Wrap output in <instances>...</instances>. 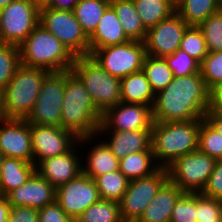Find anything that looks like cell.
I'll use <instances>...</instances> for the list:
<instances>
[{
    "mask_svg": "<svg viewBox=\"0 0 222 222\" xmlns=\"http://www.w3.org/2000/svg\"><path fill=\"white\" fill-rule=\"evenodd\" d=\"M210 109V91L201 73L173 77L155 94L154 121L173 122L204 119Z\"/></svg>",
    "mask_w": 222,
    "mask_h": 222,
    "instance_id": "cell-1",
    "label": "cell"
},
{
    "mask_svg": "<svg viewBox=\"0 0 222 222\" xmlns=\"http://www.w3.org/2000/svg\"><path fill=\"white\" fill-rule=\"evenodd\" d=\"M101 120L102 114L83 82L71 69L66 70L60 127L80 139L97 134Z\"/></svg>",
    "mask_w": 222,
    "mask_h": 222,
    "instance_id": "cell-2",
    "label": "cell"
},
{
    "mask_svg": "<svg viewBox=\"0 0 222 222\" xmlns=\"http://www.w3.org/2000/svg\"><path fill=\"white\" fill-rule=\"evenodd\" d=\"M201 121L153 122L151 149L160 167L167 168L177 158L198 149Z\"/></svg>",
    "mask_w": 222,
    "mask_h": 222,
    "instance_id": "cell-3",
    "label": "cell"
},
{
    "mask_svg": "<svg viewBox=\"0 0 222 222\" xmlns=\"http://www.w3.org/2000/svg\"><path fill=\"white\" fill-rule=\"evenodd\" d=\"M20 64L49 72L72 69L75 56L53 34L38 24L19 45Z\"/></svg>",
    "mask_w": 222,
    "mask_h": 222,
    "instance_id": "cell-4",
    "label": "cell"
},
{
    "mask_svg": "<svg viewBox=\"0 0 222 222\" xmlns=\"http://www.w3.org/2000/svg\"><path fill=\"white\" fill-rule=\"evenodd\" d=\"M49 71L22 64L3 89V118L26 119L39 95L42 82Z\"/></svg>",
    "mask_w": 222,
    "mask_h": 222,
    "instance_id": "cell-5",
    "label": "cell"
},
{
    "mask_svg": "<svg viewBox=\"0 0 222 222\" xmlns=\"http://www.w3.org/2000/svg\"><path fill=\"white\" fill-rule=\"evenodd\" d=\"M71 70L83 82L102 115L121 102L120 79L109 74L90 55L75 57Z\"/></svg>",
    "mask_w": 222,
    "mask_h": 222,
    "instance_id": "cell-6",
    "label": "cell"
},
{
    "mask_svg": "<svg viewBox=\"0 0 222 222\" xmlns=\"http://www.w3.org/2000/svg\"><path fill=\"white\" fill-rule=\"evenodd\" d=\"M39 24L58 38L75 56H89V37L73 11L44 7L39 10Z\"/></svg>",
    "mask_w": 222,
    "mask_h": 222,
    "instance_id": "cell-7",
    "label": "cell"
},
{
    "mask_svg": "<svg viewBox=\"0 0 222 222\" xmlns=\"http://www.w3.org/2000/svg\"><path fill=\"white\" fill-rule=\"evenodd\" d=\"M216 161L199 149L189 152L167 167L169 180L183 192L201 193L214 170Z\"/></svg>",
    "mask_w": 222,
    "mask_h": 222,
    "instance_id": "cell-8",
    "label": "cell"
},
{
    "mask_svg": "<svg viewBox=\"0 0 222 222\" xmlns=\"http://www.w3.org/2000/svg\"><path fill=\"white\" fill-rule=\"evenodd\" d=\"M66 84V70L49 72L41 85L33 109L26 117L30 124L60 127Z\"/></svg>",
    "mask_w": 222,
    "mask_h": 222,
    "instance_id": "cell-9",
    "label": "cell"
},
{
    "mask_svg": "<svg viewBox=\"0 0 222 222\" xmlns=\"http://www.w3.org/2000/svg\"><path fill=\"white\" fill-rule=\"evenodd\" d=\"M90 56L109 74L121 79L142 70L146 49L144 42L130 40L97 49Z\"/></svg>",
    "mask_w": 222,
    "mask_h": 222,
    "instance_id": "cell-10",
    "label": "cell"
},
{
    "mask_svg": "<svg viewBox=\"0 0 222 222\" xmlns=\"http://www.w3.org/2000/svg\"><path fill=\"white\" fill-rule=\"evenodd\" d=\"M39 24V9L30 0H15L0 9V43L20 45Z\"/></svg>",
    "mask_w": 222,
    "mask_h": 222,
    "instance_id": "cell-11",
    "label": "cell"
},
{
    "mask_svg": "<svg viewBox=\"0 0 222 222\" xmlns=\"http://www.w3.org/2000/svg\"><path fill=\"white\" fill-rule=\"evenodd\" d=\"M168 180V169L165 167H160L149 176L130 180L120 201L121 217L140 219L146 207Z\"/></svg>",
    "mask_w": 222,
    "mask_h": 222,
    "instance_id": "cell-12",
    "label": "cell"
},
{
    "mask_svg": "<svg viewBox=\"0 0 222 222\" xmlns=\"http://www.w3.org/2000/svg\"><path fill=\"white\" fill-rule=\"evenodd\" d=\"M99 200L95 180L84 173L58 187L55 194V201L74 221Z\"/></svg>",
    "mask_w": 222,
    "mask_h": 222,
    "instance_id": "cell-13",
    "label": "cell"
},
{
    "mask_svg": "<svg viewBox=\"0 0 222 222\" xmlns=\"http://www.w3.org/2000/svg\"><path fill=\"white\" fill-rule=\"evenodd\" d=\"M188 27L189 25L174 12L147 30L144 40L146 54L163 58L172 55L180 49L184 32Z\"/></svg>",
    "mask_w": 222,
    "mask_h": 222,
    "instance_id": "cell-14",
    "label": "cell"
},
{
    "mask_svg": "<svg viewBox=\"0 0 222 222\" xmlns=\"http://www.w3.org/2000/svg\"><path fill=\"white\" fill-rule=\"evenodd\" d=\"M152 106L119 102L103 115L98 131L152 129Z\"/></svg>",
    "mask_w": 222,
    "mask_h": 222,
    "instance_id": "cell-15",
    "label": "cell"
},
{
    "mask_svg": "<svg viewBox=\"0 0 222 222\" xmlns=\"http://www.w3.org/2000/svg\"><path fill=\"white\" fill-rule=\"evenodd\" d=\"M31 142L36 166L44 159L68 152L78 138L62 127L31 124Z\"/></svg>",
    "mask_w": 222,
    "mask_h": 222,
    "instance_id": "cell-16",
    "label": "cell"
},
{
    "mask_svg": "<svg viewBox=\"0 0 222 222\" xmlns=\"http://www.w3.org/2000/svg\"><path fill=\"white\" fill-rule=\"evenodd\" d=\"M0 151L5 157L33 163L31 124L25 119H0Z\"/></svg>",
    "mask_w": 222,
    "mask_h": 222,
    "instance_id": "cell-17",
    "label": "cell"
},
{
    "mask_svg": "<svg viewBox=\"0 0 222 222\" xmlns=\"http://www.w3.org/2000/svg\"><path fill=\"white\" fill-rule=\"evenodd\" d=\"M78 148L80 149L79 142L62 155L40 161L36 165V171L57 189L83 173L81 158L85 153L81 154V150L79 151ZM78 151L80 154L77 153Z\"/></svg>",
    "mask_w": 222,
    "mask_h": 222,
    "instance_id": "cell-18",
    "label": "cell"
},
{
    "mask_svg": "<svg viewBox=\"0 0 222 222\" xmlns=\"http://www.w3.org/2000/svg\"><path fill=\"white\" fill-rule=\"evenodd\" d=\"M56 189L35 171L27 182L6 195L11 206L41 209L55 201Z\"/></svg>",
    "mask_w": 222,
    "mask_h": 222,
    "instance_id": "cell-19",
    "label": "cell"
},
{
    "mask_svg": "<svg viewBox=\"0 0 222 222\" xmlns=\"http://www.w3.org/2000/svg\"><path fill=\"white\" fill-rule=\"evenodd\" d=\"M96 138L98 140L100 139L97 134L78 139L81 150L87 146L88 143L90 144V149L87 150L88 152L85 156L86 159L82 158V160H84L82 167L83 173L92 179L119 170V160L111 152L109 146L103 139H100V142H94ZM93 143L95 145L91 146ZM81 144L83 147H81Z\"/></svg>",
    "mask_w": 222,
    "mask_h": 222,
    "instance_id": "cell-20",
    "label": "cell"
},
{
    "mask_svg": "<svg viewBox=\"0 0 222 222\" xmlns=\"http://www.w3.org/2000/svg\"><path fill=\"white\" fill-rule=\"evenodd\" d=\"M97 135L99 138L106 135L102 139H107L104 141L118 160L132 153L152 151V129L98 131Z\"/></svg>",
    "mask_w": 222,
    "mask_h": 222,
    "instance_id": "cell-21",
    "label": "cell"
},
{
    "mask_svg": "<svg viewBox=\"0 0 222 222\" xmlns=\"http://www.w3.org/2000/svg\"><path fill=\"white\" fill-rule=\"evenodd\" d=\"M124 33L113 7L109 5L101 17L95 31L89 36V55L97 50L111 45L129 42Z\"/></svg>",
    "mask_w": 222,
    "mask_h": 222,
    "instance_id": "cell-22",
    "label": "cell"
},
{
    "mask_svg": "<svg viewBox=\"0 0 222 222\" xmlns=\"http://www.w3.org/2000/svg\"><path fill=\"white\" fill-rule=\"evenodd\" d=\"M183 193L178 186L168 180L146 207L139 221L170 222L175 203Z\"/></svg>",
    "mask_w": 222,
    "mask_h": 222,
    "instance_id": "cell-23",
    "label": "cell"
},
{
    "mask_svg": "<svg viewBox=\"0 0 222 222\" xmlns=\"http://www.w3.org/2000/svg\"><path fill=\"white\" fill-rule=\"evenodd\" d=\"M121 102L153 106L155 93L141 70L120 79Z\"/></svg>",
    "mask_w": 222,
    "mask_h": 222,
    "instance_id": "cell-24",
    "label": "cell"
},
{
    "mask_svg": "<svg viewBox=\"0 0 222 222\" xmlns=\"http://www.w3.org/2000/svg\"><path fill=\"white\" fill-rule=\"evenodd\" d=\"M35 171L36 166L31 162L5 157L0 174V194L6 196L25 184Z\"/></svg>",
    "mask_w": 222,
    "mask_h": 222,
    "instance_id": "cell-25",
    "label": "cell"
},
{
    "mask_svg": "<svg viewBox=\"0 0 222 222\" xmlns=\"http://www.w3.org/2000/svg\"><path fill=\"white\" fill-rule=\"evenodd\" d=\"M110 5L116 12L126 36L130 40L144 42L147 29L135 9L133 0H110Z\"/></svg>",
    "mask_w": 222,
    "mask_h": 222,
    "instance_id": "cell-26",
    "label": "cell"
},
{
    "mask_svg": "<svg viewBox=\"0 0 222 222\" xmlns=\"http://www.w3.org/2000/svg\"><path fill=\"white\" fill-rule=\"evenodd\" d=\"M221 0H178L176 13L189 25L198 26L217 13Z\"/></svg>",
    "mask_w": 222,
    "mask_h": 222,
    "instance_id": "cell-27",
    "label": "cell"
},
{
    "mask_svg": "<svg viewBox=\"0 0 222 222\" xmlns=\"http://www.w3.org/2000/svg\"><path fill=\"white\" fill-rule=\"evenodd\" d=\"M159 168L152 151L132 153L119 160V170L129 180L149 176Z\"/></svg>",
    "mask_w": 222,
    "mask_h": 222,
    "instance_id": "cell-28",
    "label": "cell"
},
{
    "mask_svg": "<svg viewBox=\"0 0 222 222\" xmlns=\"http://www.w3.org/2000/svg\"><path fill=\"white\" fill-rule=\"evenodd\" d=\"M135 9L148 30L176 12L172 0H133Z\"/></svg>",
    "mask_w": 222,
    "mask_h": 222,
    "instance_id": "cell-29",
    "label": "cell"
},
{
    "mask_svg": "<svg viewBox=\"0 0 222 222\" xmlns=\"http://www.w3.org/2000/svg\"><path fill=\"white\" fill-rule=\"evenodd\" d=\"M109 5L110 0H80L73 9L77 21L88 37L95 31Z\"/></svg>",
    "mask_w": 222,
    "mask_h": 222,
    "instance_id": "cell-30",
    "label": "cell"
},
{
    "mask_svg": "<svg viewBox=\"0 0 222 222\" xmlns=\"http://www.w3.org/2000/svg\"><path fill=\"white\" fill-rule=\"evenodd\" d=\"M142 71L145 73L155 94L166 88L174 77L165 58L154 57L148 54L144 58Z\"/></svg>",
    "mask_w": 222,
    "mask_h": 222,
    "instance_id": "cell-31",
    "label": "cell"
},
{
    "mask_svg": "<svg viewBox=\"0 0 222 222\" xmlns=\"http://www.w3.org/2000/svg\"><path fill=\"white\" fill-rule=\"evenodd\" d=\"M94 180L100 199L118 202L122 200L130 181L120 170L97 176Z\"/></svg>",
    "mask_w": 222,
    "mask_h": 222,
    "instance_id": "cell-32",
    "label": "cell"
},
{
    "mask_svg": "<svg viewBox=\"0 0 222 222\" xmlns=\"http://www.w3.org/2000/svg\"><path fill=\"white\" fill-rule=\"evenodd\" d=\"M120 202L102 200L90 205L75 222H119Z\"/></svg>",
    "mask_w": 222,
    "mask_h": 222,
    "instance_id": "cell-33",
    "label": "cell"
},
{
    "mask_svg": "<svg viewBox=\"0 0 222 222\" xmlns=\"http://www.w3.org/2000/svg\"><path fill=\"white\" fill-rule=\"evenodd\" d=\"M20 65L18 45L0 43V87L4 89Z\"/></svg>",
    "mask_w": 222,
    "mask_h": 222,
    "instance_id": "cell-34",
    "label": "cell"
},
{
    "mask_svg": "<svg viewBox=\"0 0 222 222\" xmlns=\"http://www.w3.org/2000/svg\"><path fill=\"white\" fill-rule=\"evenodd\" d=\"M198 149L216 160L222 159V134H219L205 119L201 121Z\"/></svg>",
    "mask_w": 222,
    "mask_h": 222,
    "instance_id": "cell-35",
    "label": "cell"
},
{
    "mask_svg": "<svg viewBox=\"0 0 222 222\" xmlns=\"http://www.w3.org/2000/svg\"><path fill=\"white\" fill-rule=\"evenodd\" d=\"M180 49L200 64L209 53L205 38L198 26H189L186 29L180 44Z\"/></svg>",
    "mask_w": 222,
    "mask_h": 222,
    "instance_id": "cell-36",
    "label": "cell"
},
{
    "mask_svg": "<svg viewBox=\"0 0 222 222\" xmlns=\"http://www.w3.org/2000/svg\"><path fill=\"white\" fill-rule=\"evenodd\" d=\"M200 73L210 92L222 84V51L209 52L200 64Z\"/></svg>",
    "mask_w": 222,
    "mask_h": 222,
    "instance_id": "cell-37",
    "label": "cell"
},
{
    "mask_svg": "<svg viewBox=\"0 0 222 222\" xmlns=\"http://www.w3.org/2000/svg\"><path fill=\"white\" fill-rule=\"evenodd\" d=\"M198 28L202 31L209 52L222 51V18L218 13L201 22Z\"/></svg>",
    "mask_w": 222,
    "mask_h": 222,
    "instance_id": "cell-38",
    "label": "cell"
},
{
    "mask_svg": "<svg viewBox=\"0 0 222 222\" xmlns=\"http://www.w3.org/2000/svg\"><path fill=\"white\" fill-rule=\"evenodd\" d=\"M196 222H222V200L196 193Z\"/></svg>",
    "mask_w": 222,
    "mask_h": 222,
    "instance_id": "cell-39",
    "label": "cell"
},
{
    "mask_svg": "<svg viewBox=\"0 0 222 222\" xmlns=\"http://www.w3.org/2000/svg\"><path fill=\"white\" fill-rule=\"evenodd\" d=\"M164 58L174 77L200 73V63L181 49Z\"/></svg>",
    "mask_w": 222,
    "mask_h": 222,
    "instance_id": "cell-40",
    "label": "cell"
},
{
    "mask_svg": "<svg viewBox=\"0 0 222 222\" xmlns=\"http://www.w3.org/2000/svg\"><path fill=\"white\" fill-rule=\"evenodd\" d=\"M170 222H196V193L184 192L178 198Z\"/></svg>",
    "mask_w": 222,
    "mask_h": 222,
    "instance_id": "cell-41",
    "label": "cell"
},
{
    "mask_svg": "<svg viewBox=\"0 0 222 222\" xmlns=\"http://www.w3.org/2000/svg\"><path fill=\"white\" fill-rule=\"evenodd\" d=\"M201 194L208 198L222 200V159L216 161L214 170Z\"/></svg>",
    "mask_w": 222,
    "mask_h": 222,
    "instance_id": "cell-42",
    "label": "cell"
},
{
    "mask_svg": "<svg viewBox=\"0 0 222 222\" xmlns=\"http://www.w3.org/2000/svg\"><path fill=\"white\" fill-rule=\"evenodd\" d=\"M38 222H75L61 206L54 201L38 210Z\"/></svg>",
    "mask_w": 222,
    "mask_h": 222,
    "instance_id": "cell-43",
    "label": "cell"
},
{
    "mask_svg": "<svg viewBox=\"0 0 222 222\" xmlns=\"http://www.w3.org/2000/svg\"><path fill=\"white\" fill-rule=\"evenodd\" d=\"M8 222H38V209L27 206H11Z\"/></svg>",
    "mask_w": 222,
    "mask_h": 222,
    "instance_id": "cell-44",
    "label": "cell"
},
{
    "mask_svg": "<svg viewBox=\"0 0 222 222\" xmlns=\"http://www.w3.org/2000/svg\"><path fill=\"white\" fill-rule=\"evenodd\" d=\"M210 110L222 114V84L210 92Z\"/></svg>",
    "mask_w": 222,
    "mask_h": 222,
    "instance_id": "cell-45",
    "label": "cell"
},
{
    "mask_svg": "<svg viewBox=\"0 0 222 222\" xmlns=\"http://www.w3.org/2000/svg\"><path fill=\"white\" fill-rule=\"evenodd\" d=\"M79 1L80 0H51V3L47 7L55 10L73 11Z\"/></svg>",
    "mask_w": 222,
    "mask_h": 222,
    "instance_id": "cell-46",
    "label": "cell"
},
{
    "mask_svg": "<svg viewBox=\"0 0 222 222\" xmlns=\"http://www.w3.org/2000/svg\"><path fill=\"white\" fill-rule=\"evenodd\" d=\"M214 129L222 134V114L213 113L210 109L207 111L204 118Z\"/></svg>",
    "mask_w": 222,
    "mask_h": 222,
    "instance_id": "cell-47",
    "label": "cell"
},
{
    "mask_svg": "<svg viewBox=\"0 0 222 222\" xmlns=\"http://www.w3.org/2000/svg\"><path fill=\"white\" fill-rule=\"evenodd\" d=\"M11 204L8 202L6 196L0 194V222H8Z\"/></svg>",
    "mask_w": 222,
    "mask_h": 222,
    "instance_id": "cell-48",
    "label": "cell"
},
{
    "mask_svg": "<svg viewBox=\"0 0 222 222\" xmlns=\"http://www.w3.org/2000/svg\"><path fill=\"white\" fill-rule=\"evenodd\" d=\"M39 10L41 8L47 7L51 0H30Z\"/></svg>",
    "mask_w": 222,
    "mask_h": 222,
    "instance_id": "cell-49",
    "label": "cell"
},
{
    "mask_svg": "<svg viewBox=\"0 0 222 222\" xmlns=\"http://www.w3.org/2000/svg\"><path fill=\"white\" fill-rule=\"evenodd\" d=\"M3 118V89L0 87V119Z\"/></svg>",
    "mask_w": 222,
    "mask_h": 222,
    "instance_id": "cell-50",
    "label": "cell"
},
{
    "mask_svg": "<svg viewBox=\"0 0 222 222\" xmlns=\"http://www.w3.org/2000/svg\"><path fill=\"white\" fill-rule=\"evenodd\" d=\"M13 1L15 0H0V9L7 7Z\"/></svg>",
    "mask_w": 222,
    "mask_h": 222,
    "instance_id": "cell-51",
    "label": "cell"
},
{
    "mask_svg": "<svg viewBox=\"0 0 222 222\" xmlns=\"http://www.w3.org/2000/svg\"><path fill=\"white\" fill-rule=\"evenodd\" d=\"M119 222H140V221H139V219L121 217L119 219Z\"/></svg>",
    "mask_w": 222,
    "mask_h": 222,
    "instance_id": "cell-52",
    "label": "cell"
},
{
    "mask_svg": "<svg viewBox=\"0 0 222 222\" xmlns=\"http://www.w3.org/2000/svg\"><path fill=\"white\" fill-rule=\"evenodd\" d=\"M4 158H5V156H4L3 153L0 151V174H1V169H2V165H3Z\"/></svg>",
    "mask_w": 222,
    "mask_h": 222,
    "instance_id": "cell-53",
    "label": "cell"
},
{
    "mask_svg": "<svg viewBox=\"0 0 222 222\" xmlns=\"http://www.w3.org/2000/svg\"><path fill=\"white\" fill-rule=\"evenodd\" d=\"M217 13L220 15V17L222 18V0L220 2V5L218 7Z\"/></svg>",
    "mask_w": 222,
    "mask_h": 222,
    "instance_id": "cell-54",
    "label": "cell"
}]
</instances>
